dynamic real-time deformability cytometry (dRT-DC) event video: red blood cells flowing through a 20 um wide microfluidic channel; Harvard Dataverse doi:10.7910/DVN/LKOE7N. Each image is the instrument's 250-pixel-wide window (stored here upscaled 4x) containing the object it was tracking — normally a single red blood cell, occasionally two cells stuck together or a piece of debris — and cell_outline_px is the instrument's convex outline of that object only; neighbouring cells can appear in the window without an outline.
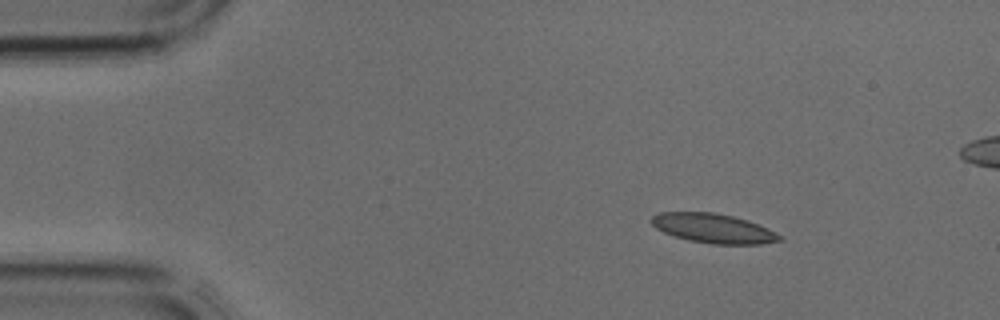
{"species": "common noctule bat (a hibernating species)", "species_latin": "Nyctalus noctula", "temperature_condition": "cold", "stored_images_in_passage": 2, "segment_of_instrument_passage": [2, 2], "camera_frame_rate_fps": 3000, "um_per_image_px": 0.085, "animal": {"sex": "male", "body_mass_g": 17.9, "forearm_length_mm": 54.2}, "frame": {"image": 1, "passage_image": 2, "time_ms": 0.333, "image_size_px": [1000, 320], "cell_outline_px": [[784, 240], [760, 244], [712, 244], [688, 240], [664, 232], [656, 228], [648, 220], [652, 216], [660, 212], [712, 212], [732, 216], [748, 220], [768, 228], [784, 236]], "centroid_in_image_um": [60.66, 19.41], "position_along_channel_um": 24.3, "area_um2": 22.08}}